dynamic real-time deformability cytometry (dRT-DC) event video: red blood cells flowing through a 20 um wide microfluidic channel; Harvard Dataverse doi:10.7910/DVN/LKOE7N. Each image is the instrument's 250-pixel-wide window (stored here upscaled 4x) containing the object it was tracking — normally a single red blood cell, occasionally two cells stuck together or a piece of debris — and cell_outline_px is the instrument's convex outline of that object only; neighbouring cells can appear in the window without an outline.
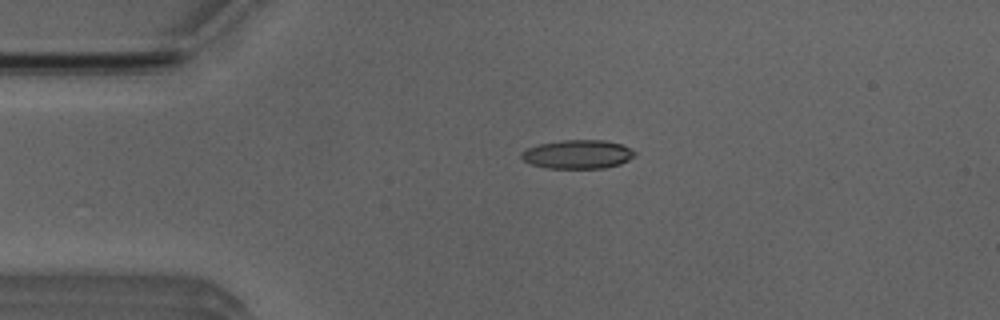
{"species": "Egyptian fruit bat (a non-hibernating species)", "species_latin": "Rousettus aegyptiacus", "temperature_condition": "room temperature", "stored_images_in_passage": 41, "camera_frame_rate_fps": 3000, "um_per_image_px": 0.085, "animal": {"sex": "male"}, "frame": {"image": 1, "passage_image": 1, "time_ms": 0.0, "image_size_px": [1000, 320], "cell_outline_px": [[632, 152], [624, 160], [616, 164], [596, 168], [556, 168], [536, 164], [528, 160], [524, 156], [524, 152], [532, 148], [544, 144], [576, 140], [584, 140], [620, 144], [628, 148]], "centroid_in_image_um": [49.11, 13.12], "position_along_channel_um": 35.9, "area_um2": 16.88}}
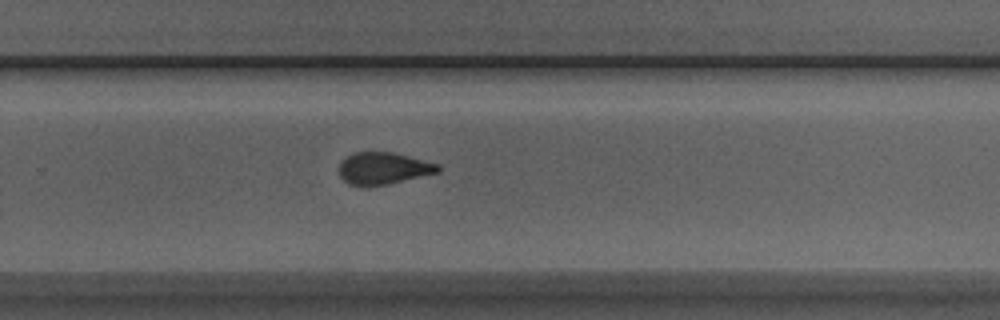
{"frame": {"image": 2, "passage_image": 23, "time_ms": 7.333, "image_size_px": [1000, 320], "cell_outline_px": [[440, 168], [436, 172], [380, 184], [356, 184], [348, 180], [340, 172], [340, 164], [344, 160], [352, 156], [364, 152], [384, 152], [436, 164]], "centroid_in_image_um": [32.58, 14.29], "position_along_channel_um": 297.2, "area_um2": 16.24}}
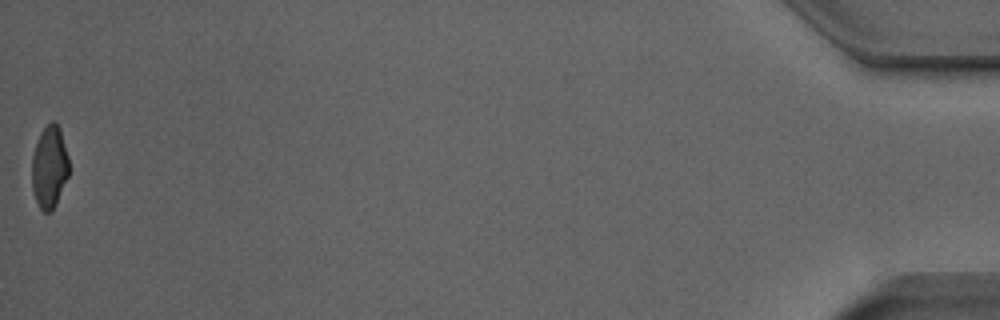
{"frame": {"image": 3, "passage_image": 41, "time_ms": 13.333, "image_size_px": [1000, 320], "cell_outline_px": [[68, 176], [52, 208], [48, 212], [44, 212], [40, 208], [32, 184], [32, 160], [40, 136], [44, 128], [48, 124], [56, 124], [60, 132], [68, 160]], "centroid_in_image_um": [4.19, 14.22], "position_along_channel_um": 431.0, "area_um2": 16.47}, "authors_computed_cell_mechanics": {"area_um2": 16.2418, "velocity_mm_per_s": 4.0027, "shape_relaxation_time_tau1_ms": null, "shape_relaxation_time_tau2_ms": 1.8131, "deformation_change_tau1": null, "deformation_change_tau2": 0.0628}}